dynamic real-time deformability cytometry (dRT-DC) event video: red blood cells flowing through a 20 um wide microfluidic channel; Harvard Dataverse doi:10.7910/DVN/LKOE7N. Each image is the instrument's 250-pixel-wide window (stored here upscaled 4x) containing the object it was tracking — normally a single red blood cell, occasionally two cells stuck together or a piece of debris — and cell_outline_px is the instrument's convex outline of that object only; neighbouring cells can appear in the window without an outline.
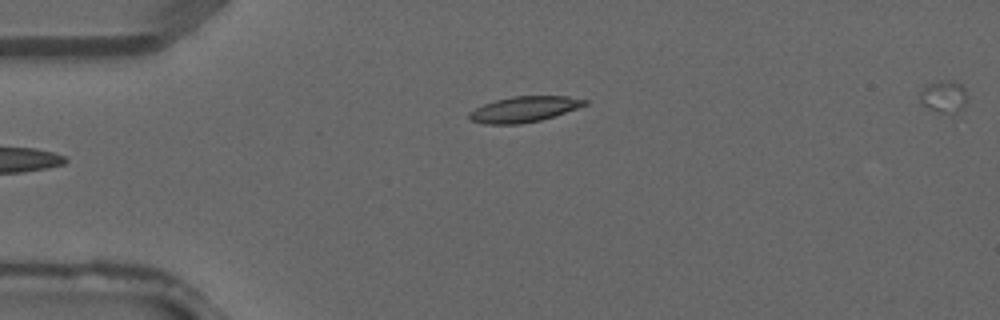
{"species": "common noctule bat (a hibernating species)", "species_latin": "Nyctalus noctula", "temperature_condition": "warm", "stored_images_in_passage": 4, "segment_of_instrument_passage": [2, 2], "camera_frame_rate_fps": 3000, "um_per_image_px": 0.085, "animal": {"sex": "male", "forearm_length_mm": 52.5}, "frame": {"image": 1, "passage_image": 4, "time_ms": 1.0, "image_size_px": [1000, 320], "cell_outline_px": [[588, 104], [540, 120], [520, 124], [484, 124], [472, 120], [468, 116], [468, 112], [484, 104], [496, 100], [512, 96], [568, 96], [588, 100]], "centroid_in_image_um": [44.53, 9.28], "position_along_channel_um": 40.5, "area_um2": 17.05}}